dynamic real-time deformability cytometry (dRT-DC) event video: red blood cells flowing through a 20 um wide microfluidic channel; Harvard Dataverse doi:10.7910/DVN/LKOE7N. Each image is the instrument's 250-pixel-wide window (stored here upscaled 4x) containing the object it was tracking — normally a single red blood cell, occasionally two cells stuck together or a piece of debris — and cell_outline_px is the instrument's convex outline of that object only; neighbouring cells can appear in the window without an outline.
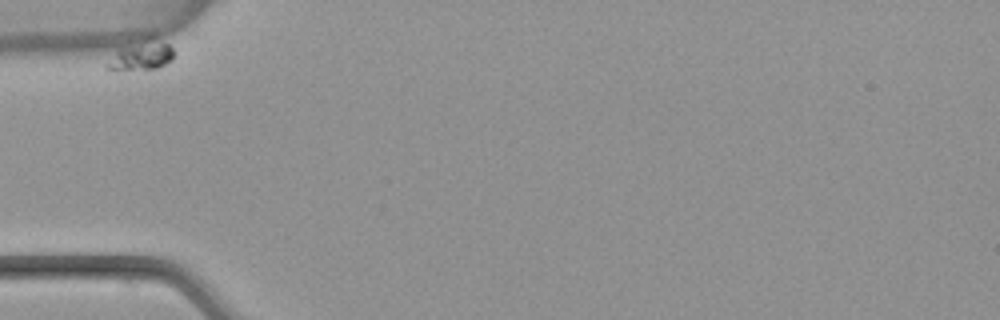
{"species": "common noctule bat (a hibernating species)", "species_latin": "Nyctalus noctula", "temperature_condition": "warm", "stored_images_in_passage": 49, "camera_frame_rate_fps": 3000, "um_per_image_px": 0.085, "animal": {"sex": "female", "body_mass_g": 22.7, "forearm_length_mm": 54.2}, "frame": {"image": 1, "passage_image": 1, "time_ms": 0.0, "image_size_px": [1000, 320], "cell_outline_px": [[172, 60], [156, 68], [108, 68], [104, 64], [116, 52], [152, 32], [156, 32], [172, 48]], "centroid_in_image_um": [12.12, 4.58], "position_along_channel_um": 72.9, "area_um2": 11.39}}
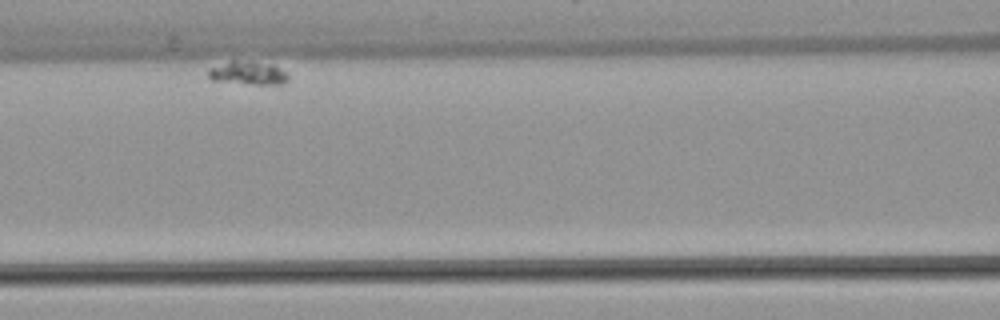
{"frame": {"image": 2, "passage_image": 15, "time_ms": 4.667, "image_size_px": [1000, 320], "cell_outline_px": [[288, 80], [284, 84], [244, 84], [212, 80], [208, 76], [208, 72], [212, 68], [232, 60], [236, 60], [272, 64], [284, 72], [288, 76]], "centroid_in_image_um": [21.09, 6.22], "position_along_channel_um": 145.5, "area_um2": 10.69}}
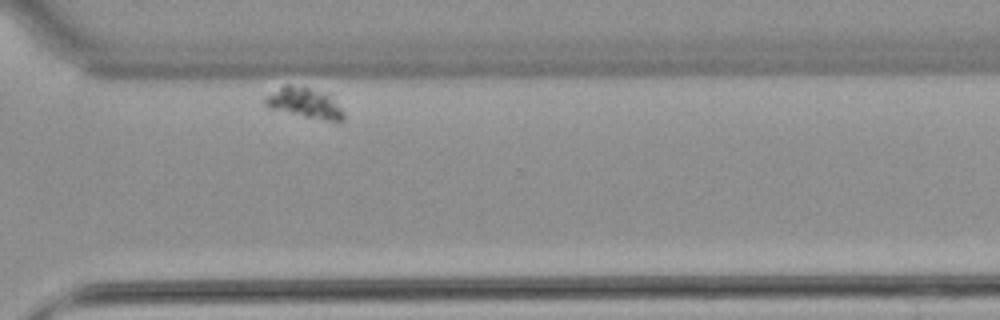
{"frame": {"image": 3, "passage_image": 45, "time_ms": 14.667, "image_size_px": [1000, 320], "cell_outline_px": [[344, 120], [328, 120], [304, 116], [268, 108], [264, 104], [264, 96], [284, 84], [288, 84], [328, 92], [332, 96], [344, 112]], "centroid_in_image_um": [25.87, 8.72], "position_along_channel_um": 344.7, "area_um2": 13.93}}